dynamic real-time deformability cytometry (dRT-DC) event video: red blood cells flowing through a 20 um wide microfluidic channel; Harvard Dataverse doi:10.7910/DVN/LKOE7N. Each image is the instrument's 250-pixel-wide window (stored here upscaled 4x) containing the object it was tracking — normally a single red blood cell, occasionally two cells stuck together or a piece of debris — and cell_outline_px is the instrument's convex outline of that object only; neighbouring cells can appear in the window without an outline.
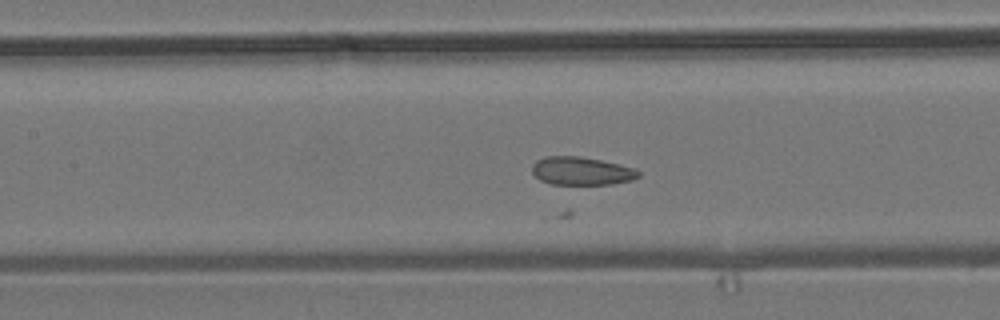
{"species": "common noctule bat (a hibernating species)", "species_latin": "Nyctalus noctula", "temperature_condition": "room temperature", "stored_images_in_passage": 30, "camera_frame_rate_fps": 3000, "um_per_image_px": 0.085, "animal": {"sex": "male", "body_mass_g": 19.2, "forearm_length_mm": 51.8}, "frame": {"image": 1, "passage_image": 24, "time_ms": 7.667, "image_size_px": [1000, 320], "cell_outline_px": [[640, 176], [632, 180], [612, 184], [552, 184], [540, 180], [532, 172], [532, 164], [536, 160], [548, 156], [576, 156], [600, 160], [632, 168], [640, 172]], "centroid_in_image_um": [49.39, 14.54], "position_along_channel_um": 158.0, "area_um2": 17.22}}